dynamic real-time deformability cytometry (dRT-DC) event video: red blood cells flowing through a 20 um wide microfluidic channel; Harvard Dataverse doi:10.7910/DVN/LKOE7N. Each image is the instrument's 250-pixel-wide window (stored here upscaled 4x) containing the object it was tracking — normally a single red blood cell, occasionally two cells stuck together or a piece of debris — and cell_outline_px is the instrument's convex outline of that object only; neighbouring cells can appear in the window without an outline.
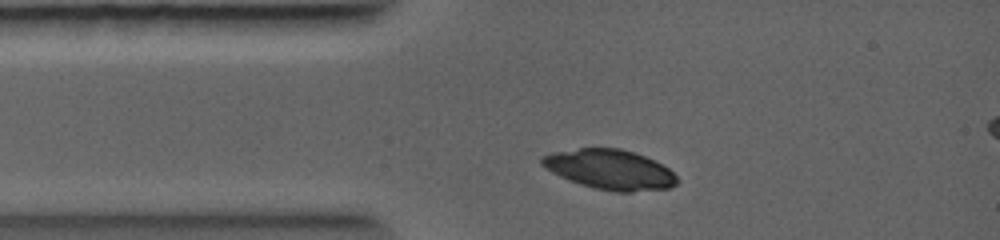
{"species": "common noctule bat (a hibernating species)", "species_latin": "Nyctalus noctula", "temperature_condition": "warm", "stored_images_in_passage": 2, "camera_frame_rate_fps": 5000, "um_per_image_px": 0.085, "animal": {"sex": "female", "body_mass_g": 19.0, "forearm_length_mm": 56.7}, "frame": {"image": 1, "passage_image": 1, "time_ms": 0.0, "image_size_px": [1000, 240], "cell_outline_px": [[680, 180], [676, 184], [668, 188], [632, 192], [616, 192], [596, 188], [580, 184], [560, 176], [552, 172], [540, 164], [540, 156], [552, 152], [580, 148], [620, 148], [644, 156], [668, 168]], "centroid_in_image_um": [51.82, 14.41], "position_along_channel_um": 33.2, "area_um2": 31.21}}